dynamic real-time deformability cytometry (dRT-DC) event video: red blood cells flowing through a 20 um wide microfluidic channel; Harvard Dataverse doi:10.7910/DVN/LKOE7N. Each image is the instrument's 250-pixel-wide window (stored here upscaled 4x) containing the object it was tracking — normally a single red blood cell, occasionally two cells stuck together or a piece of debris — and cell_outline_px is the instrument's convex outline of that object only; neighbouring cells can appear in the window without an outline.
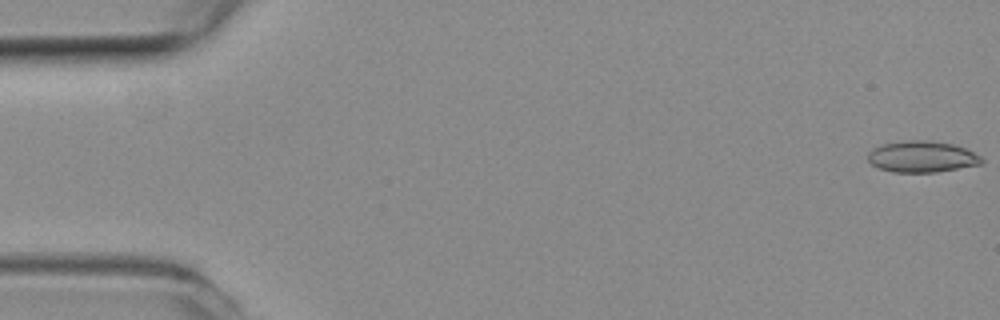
{"species": "common noctule bat (a hibernating species)", "species_latin": "Nyctalus noctula", "temperature_condition": "room temperature", "stored_images_in_passage": 37, "camera_frame_rate_fps": 3000, "um_per_image_px": 0.085, "animal": {"sex": "female", "body_mass_g": 19.3, "forearm_length_mm": 54.1}, "frame": {"image": 1, "passage_image": 1, "time_ms": 0.0, "image_size_px": [1000, 320], "cell_outline_px": [[984, 164], [936, 172], [892, 172], [880, 168], [872, 164], [868, 160], [868, 152], [872, 148], [884, 144], [908, 140], [928, 140], [952, 144], [964, 148], [980, 156], [984, 160]], "centroid_in_image_um": [78.38, 13.32], "position_along_channel_um": 6.6, "area_um2": 20.69}}
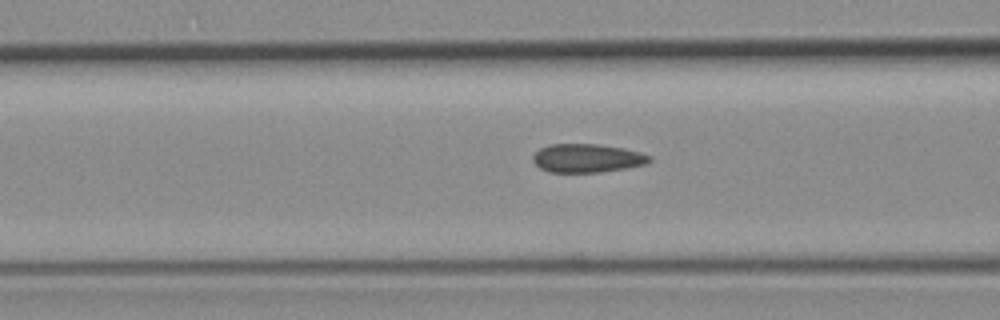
{"frame": {"image": 2, "passage_image": 22, "time_ms": 7.0, "image_size_px": [1000, 320], "cell_outline_px": [[652, 160], [648, 164], [628, 168], [600, 172], [548, 172], [540, 168], [532, 160], [532, 156], [540, 148], [548, 144], [596, 144], [624, 148], [640, 152], [652, 156]], "centroid_in_image_um": [49.93, 13.44], "position_along_channel_um": 116.7, "area_um2": 19.59}}
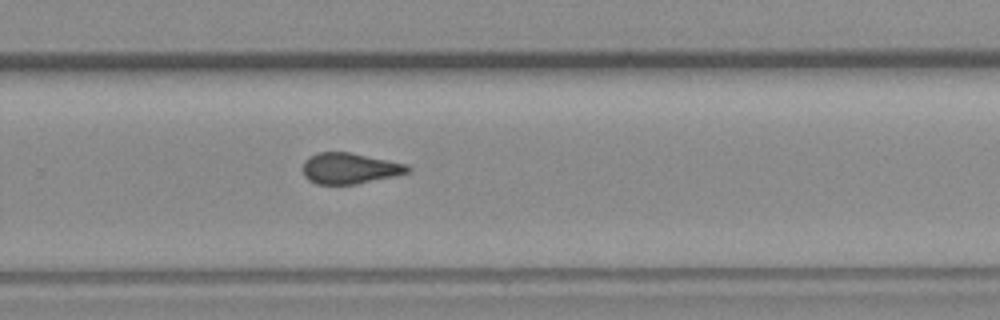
{"frame": {"image": 3, "passage_image": 37, "time_ms": 12.0, "image_size_px": [1000, 320], "cell_outline_px": [[412, 168], [408, 172], [396, 176], [356, 184], [316, 184], [308, 180], [304, 176], [304, 160], [308, 156], [316, 152], [348, 152], [408, 164]], "centroid_in_image_um": [29.72, 14.31], "position_along_channel_um": 300.1, "area_um2": 18.96}}